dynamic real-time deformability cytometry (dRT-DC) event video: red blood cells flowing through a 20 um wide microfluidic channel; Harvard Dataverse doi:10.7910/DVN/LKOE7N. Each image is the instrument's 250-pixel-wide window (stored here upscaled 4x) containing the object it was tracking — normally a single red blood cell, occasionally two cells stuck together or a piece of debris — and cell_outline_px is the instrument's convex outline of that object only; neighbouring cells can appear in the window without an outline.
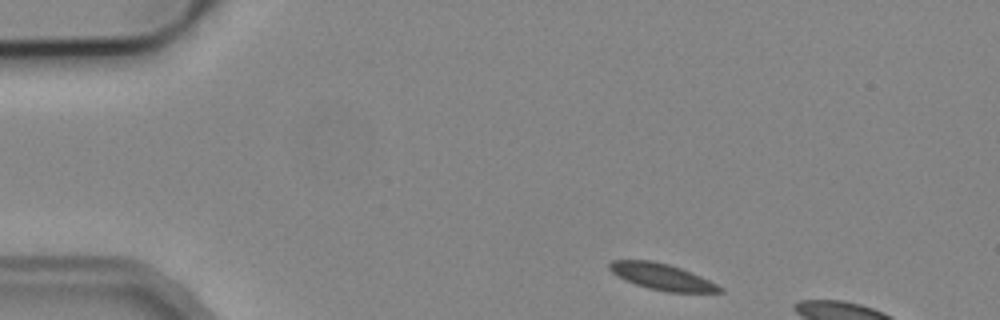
{"species": "common noctule bat (a hibernating species)", "species_latin": "Nyctalus noctula", "temperature_condition": "cold", "stored_images_in_passage": 3, "camera_frame_rate_fps": 3000, "um_per_image_px": 0.085, "animal": {"sex": "male", "body_mass_g": 19.2, "forearm_length_mm": 51.8}, "frame": {"image": 1, "passage_image": 1, "time_ms": 0.0, "image_size_px": [1000, 320], "cell_outline_px": [[724, 292], [668, 292], [648, 288], [624, 280], [616, 276], [608, 268], [608, 264], [612, 260], [652, 260], [668, 264], [692, 272], [724, 288]], "centroid_in_image_um": [56.24, 23.52], "position_along_channel_um": 28.8, "area_um2": 16.88}}